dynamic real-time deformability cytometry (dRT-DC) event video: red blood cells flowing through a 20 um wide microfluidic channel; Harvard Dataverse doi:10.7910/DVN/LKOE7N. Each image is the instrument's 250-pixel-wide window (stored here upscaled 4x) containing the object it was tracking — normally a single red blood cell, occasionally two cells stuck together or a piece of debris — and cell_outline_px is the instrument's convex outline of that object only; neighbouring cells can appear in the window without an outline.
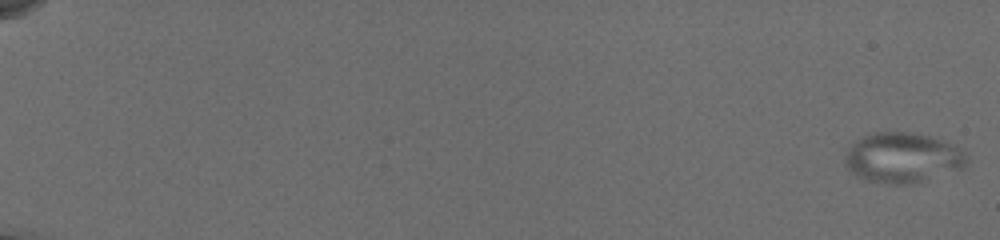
{"species": "common noctule bat (a hibernating species)", "species_latin": "Nyctalus noctula", "temperature_condition": "cold", "stored_images_in_passage": 56, "camera_frame_rate_fps": 3000, "um_per_image_px": 0.085, "animal": {"sex": "female", "body_mass_g": 19.5, "forearm_length_mm": 54.1}, "frame": {"image": 1, "passage_image": 1, "time_ms": 0.0, "image_size_px": [1000, 240], "cell_outline_px": [[968, 160], [964, 168], [924, 180], [904, 184], [896, 184], [868, 180], [856, 176], [844, 164], [844, 156], [852, 140], [876, 132], [908, 132], [928, 136], [956, 144], [968, 156]], "centroid_in_image_um": [76.71, 13.38], "position_along_channel_um": 8.3, "area_um2": 35.6}}
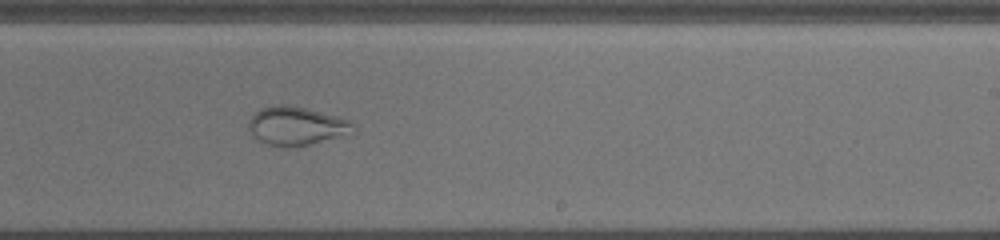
{"frame": {"image": 2, "passage_image": 37, "time_ms": 12.0, "image_size_px": [1000, 240], "cell_outline_px": [[356, 132], [352, 136], [292, 148], [268, 144], [260, 140], [248, 128], [248, 120], [260, 108], [304, 108], [336, 116], [348, 120], [352, 124]], "centroid_in_image_um": [25.31, 10.78], "position_along_channel_um": 263.7, "area_um2": 23.0}}
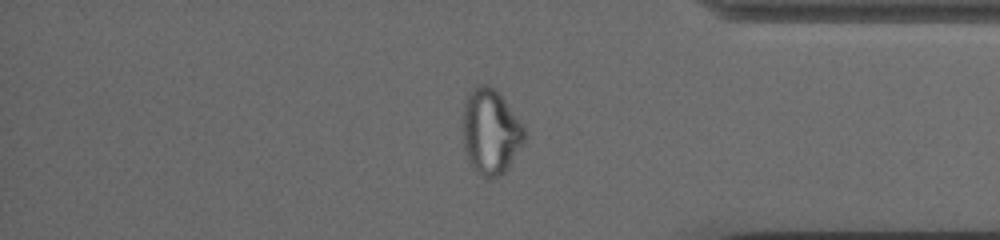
{"frame": {"image": 3, "passage_image": 48, "time_ms": 15.667, "image_size_px": [1000, 240], "cell_outline_px": [[524, 140], [508, 168], [500, 176], [484, 176], [468, 164], [460, 132], [460, 124], [464, 104], [468, 92], [476, 84], [488, 84], [504, 100], [524, 128]], "centroid_in_image_um": [41.61, 11.18], "position_along_channel_um": 393.6, "area_um2": 30.69}}